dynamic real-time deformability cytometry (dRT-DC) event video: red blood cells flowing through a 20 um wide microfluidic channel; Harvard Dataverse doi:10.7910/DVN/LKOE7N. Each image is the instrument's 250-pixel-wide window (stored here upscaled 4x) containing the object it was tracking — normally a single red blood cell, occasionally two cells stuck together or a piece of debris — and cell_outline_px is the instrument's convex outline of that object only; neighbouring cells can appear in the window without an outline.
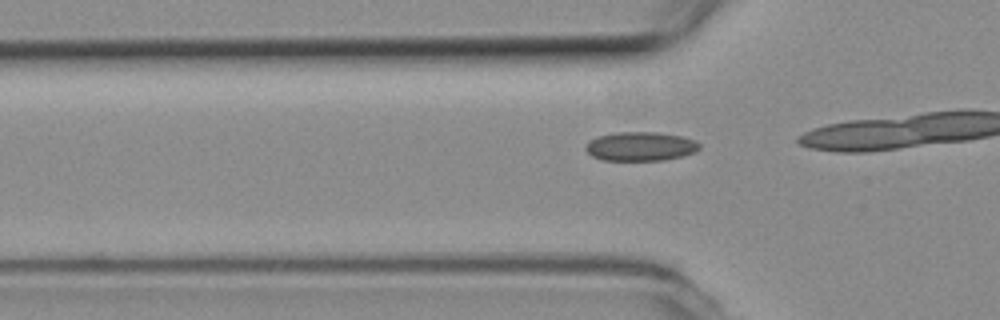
{"species": "common noctule bat (a hibernating species)", "species_latin": "Nyctalus noctula", "temperature_condition": "room temperature", "stored_images_in_passage": 19, "camera_frame_rate_fps": 3000, "um_per_image_px": 0.085, "animal": {"sex": "female", "body_mass_g": 19.3, "forearm_length_mm": 54.1}, "frame": {"image": 1, "passage_image": 14, "time_ms": 4.333, "image_size_px": [1000, 320], "cell_outline_px": [[700, 148], [696, 152], [664, 160], [600, 160], [592, 156], [584, 148], [588, 140], [600, 136], [616, 132], [656, 132], [684, 136], [696, 140], [700, 144]], "centroid_in_image_um": [54.45, 12.43], "position_along_channel_um": 71.3, "area_um2": 19.36}}